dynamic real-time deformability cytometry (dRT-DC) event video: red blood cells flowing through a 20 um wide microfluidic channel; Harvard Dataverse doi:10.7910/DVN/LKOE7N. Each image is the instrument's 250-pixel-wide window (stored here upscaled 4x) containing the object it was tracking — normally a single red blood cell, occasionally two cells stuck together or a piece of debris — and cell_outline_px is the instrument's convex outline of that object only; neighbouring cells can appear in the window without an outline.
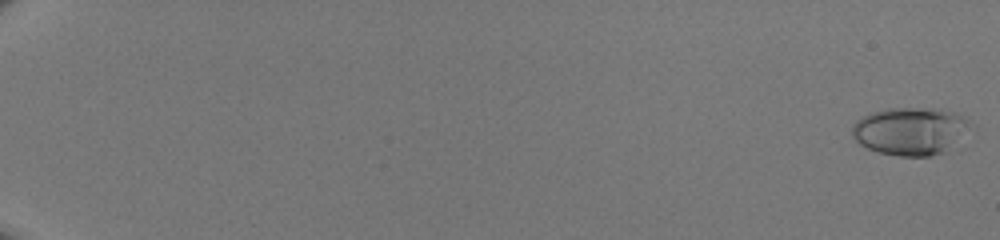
{"species": "human", "species_latin": "Homo sapiens", "temperature_condition": "room temperature", "stored_images_in_passage": 51, "camera_frame_rate_fps": 3000, "um_per_image_px": 0.085, "donor": {"sex": "male"}, "frame": {"image": 1, "passage_image": 1, "time_ms": 0.0, "image_size_px": [1000, 240], "cell_outline_px": [[976, 128], [944, 152], [932, 156], [900, 156], [876, 152], [860, 144], [852, 136], [852, 124], [856, 120], [872, 112], [888, 108], [932, 108], [956, 112], [964, 116], [976, 124]], "centroid_in_image_um": [77.47, 11.13], "position_along_channel_um": 7.5, "area_um2": 33.64}}
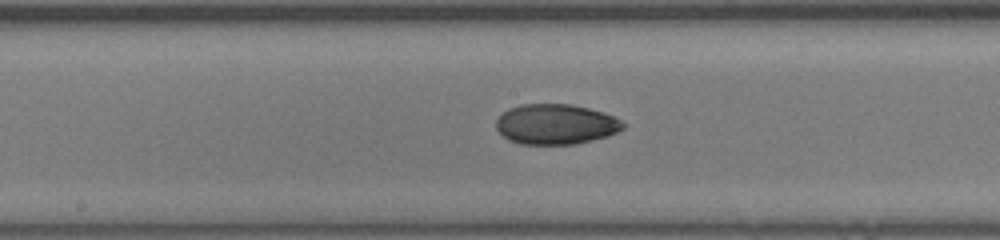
{"frame": {"image": 2, "passage_image": 31, "time_ms": 10.0, "image_size_px": [1000, 240], "cell_outline_px": [[624, 128], [608, 136], [576, 144], [520, 144], [508, 140], [496, 128], [496, 120], [508, 108], [524, 104], [572, 104], [604, 112], [620, 120], [624, 124]], "centroid_in_image_um": [47.23, 10.56], "position_along_channel_um": 201.0, "area_um2": 29.71}}
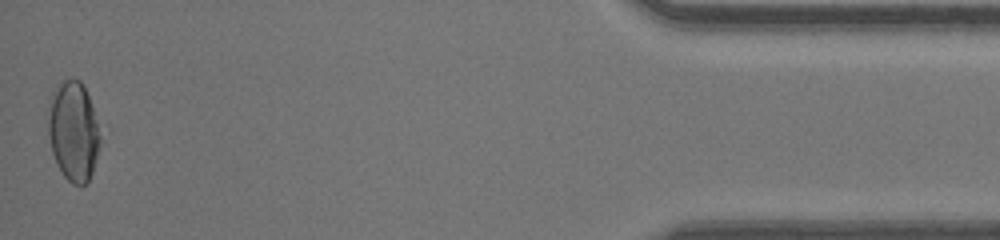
{"frame": {"image": 3, "passage_image": 51, "time_ms": 16.667, "image_size_px": [1000, 240], "cell_outline_px": [[100, 140], [92, 172], [88, 180], [84, 184], [72, 184], [64, 176], [52, 152], [48, 132], [48, 120], [52, 92], [64, 80], [80, 80], [84, 84], [92, 108], [100, 136]], "centroid_in_image_um": [6.23, 11.15], "position_along_channel_um": 429.0, "area_um2": 29.3}}